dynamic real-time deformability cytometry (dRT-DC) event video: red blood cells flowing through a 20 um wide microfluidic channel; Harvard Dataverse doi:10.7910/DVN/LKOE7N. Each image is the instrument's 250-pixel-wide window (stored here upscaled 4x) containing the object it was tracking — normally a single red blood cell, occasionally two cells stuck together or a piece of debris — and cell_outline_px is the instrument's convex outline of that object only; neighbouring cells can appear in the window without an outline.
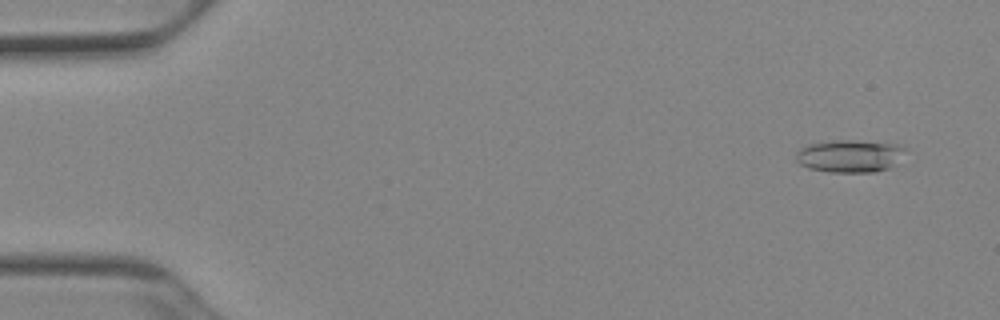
{"species": "Egyptian fruit bat (a non-hibernating species)", "species_latin": "Rousettus aegyptiacus", "temperature_condition": "cold", "stored_images_in_passage": 49, "camera_frame_rate_fps": 3000, "um_per_image_px": 0.085, "animal": {"sex": "female"}, "frame": {"image": 1, "passage_image": 1, "time_ms": 0.0, "image_size_px": [1000, 320], "cell_outline_px": [[908, 148], [888, 168], [876, 172], [828, 172], [808, 168], [800, 164], [796, 160], [796, 152], [800, 148], [808, 144], [832, 140], [852, 140], [896, 144]], "centroid_in_image_um": [72.17, 13.25], "position_along_channel_um": 12.8, "area_um2": 20.63}}
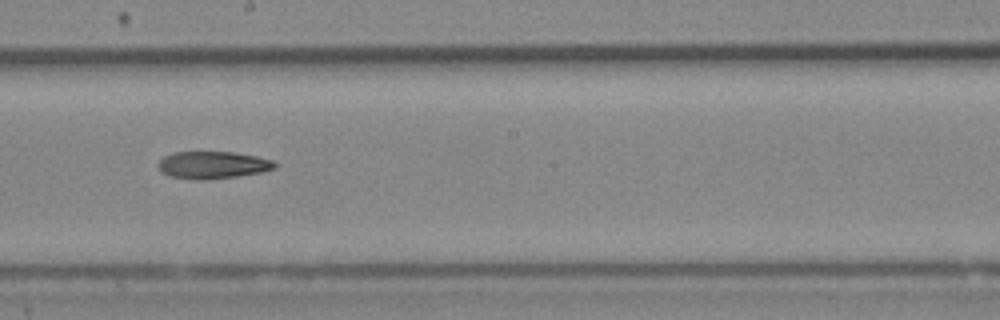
{"frame": {"image": 2, "passage_image": 27, "time_ms": 8.667, "image_size_px": [1000, 320], "cell_outline_px": [[276, 168], [260, 172], [236, 176], [204, 180], [196, 180], [168, 176], [156, 164], [164, 156], [172, 152], [232, 152], [256, 156], [272, 160], [276, 164]], "centroid_in_image_um": [18.06, 14.02], "position_along_channel_um": 230.1, "area_um2": 18.44}}
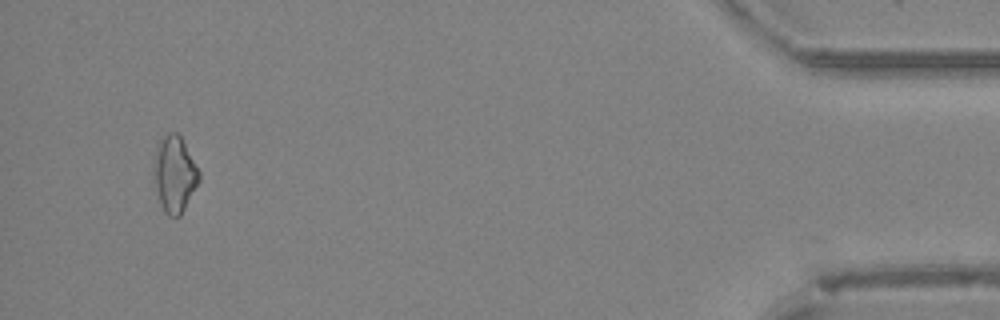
{"frame": {"image": 3, "passage_image": 47, "time_ms": 15.333, "image_size_px": [1000, 320], "cell_outline_px": [[200, 180], [180, 216], [168, 216], [164, 212], [160, 204], [156, 188], [152, 168], [152, 164], [156, 144], [168, 132], [176, 132], [180, 136], [200, 172]], "centroid_in_image_um": [14.8, 14.79], "position_along_channel_um": 420.4, "area_um2": 20.17}, "authors_computed_cell_mechanics": {"area_um2": 19.0162, "velocity_mm_per_s": 3.9539, "shape_relaxation_time_tau1_ms": 6.5426, "shape_relaxation_time_tau2_ms": null, "deformation_change_tau1": 0.1452, "deformation_change_tau2": null}}